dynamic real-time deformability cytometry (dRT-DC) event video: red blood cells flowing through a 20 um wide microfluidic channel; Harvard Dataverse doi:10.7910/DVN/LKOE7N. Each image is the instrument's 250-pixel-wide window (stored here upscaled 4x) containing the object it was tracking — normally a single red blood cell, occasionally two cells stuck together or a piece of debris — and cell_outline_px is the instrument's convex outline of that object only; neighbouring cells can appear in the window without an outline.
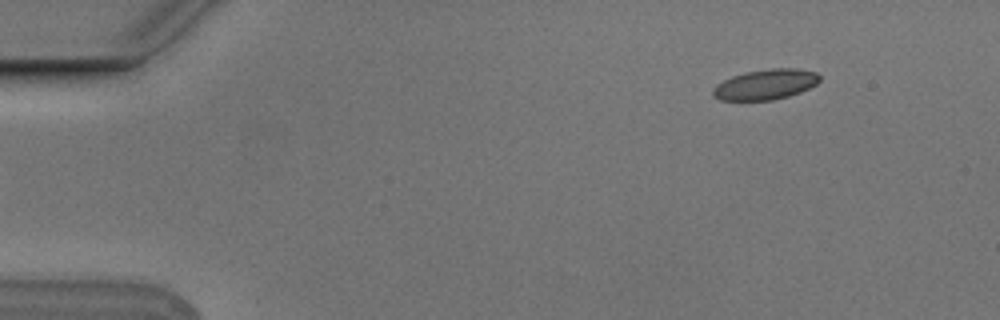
{"species": "Egyptian fruit bat (a non-hibernating species)", "species_latin": "Rousettus aegyptiacus", "temperature_condition": "cold", "stored_images_in_passage": 50, "camera_frame_rate_fps": 3000, "um_per_image_px": 0.085, "animal": {"sex": "male"}, "frame": {"image": 1, "passage_image": 2, "time_ms": 0.333, "image_size_px": [1000, 320], "cell_outline_px": [[820, 80], [816, 84], [800, 92], [788, 96], [772, 100], [720, 100], [712, 92], [712, 88], [716, 84], [732, 76], [744, 72], [772, 68], [796, 68], [816, 72], [820, 76]], "centroid_in_image_um": [65.07, 7.17], "position_along_channel_um": 19.9, "area_um2": 18.79}}
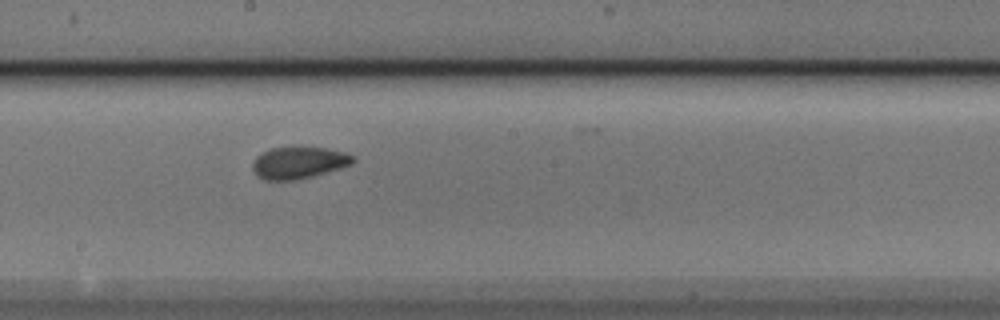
{"frame": {"image": 2, "passage_image": 26, "time_ms": 8.333, "image_size_px": [1000, 320], "cell_outline_px": [[356, 160], [352, 164], [340, 168], [312, 176], [296, 180], [264, 180], [256, 176], [252, 168], [252, 164], [256, 156], [272, 148], [324, 148], [344, 152], [356, 156]], "centroid_in_image_um": [25.39, 13.85], "position_along_channel_um": 222.8, "area_um2": 18.5}}
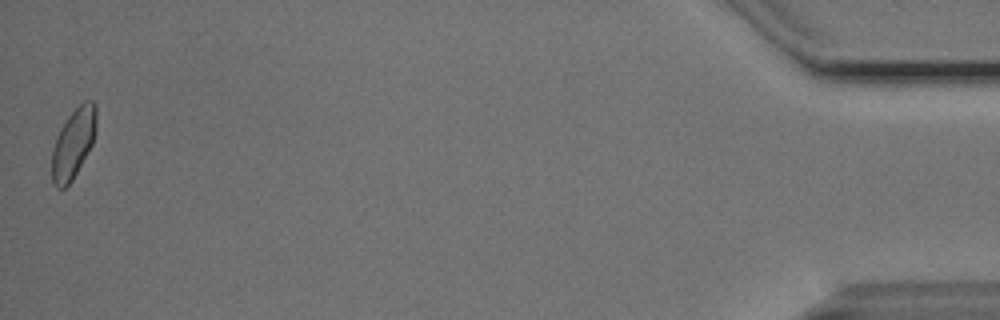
{"frame": {"image": 3, "passage_image": 50, "time_ms": 16.333, "image_size_px": [1000, 320], "cell_outline_px": [[96, 128], [92, 144], [72, 180], [64, 188], [56, 188], [52, 180], [52, 148], [56, 136], [60, 128], [68, 116], [84, 100], [92, 100], [96, 104]], "centroid_in_image_um": [6.23, 12.16], "position_along_channel_um": 429.0, "area_um2": 17.98}, "authors_computed_cell_mechanics": {"area_um2": 18.3515, "velocity_mm_per_s": 3.7484, "shape_relaxation_time_tau1_ms": 7.9677, "shape_relaxation_time_tau2_ms": 1.2926, "deformation_change_tau1": 0.1375, "deformation_change_tau2": 0.0512}}